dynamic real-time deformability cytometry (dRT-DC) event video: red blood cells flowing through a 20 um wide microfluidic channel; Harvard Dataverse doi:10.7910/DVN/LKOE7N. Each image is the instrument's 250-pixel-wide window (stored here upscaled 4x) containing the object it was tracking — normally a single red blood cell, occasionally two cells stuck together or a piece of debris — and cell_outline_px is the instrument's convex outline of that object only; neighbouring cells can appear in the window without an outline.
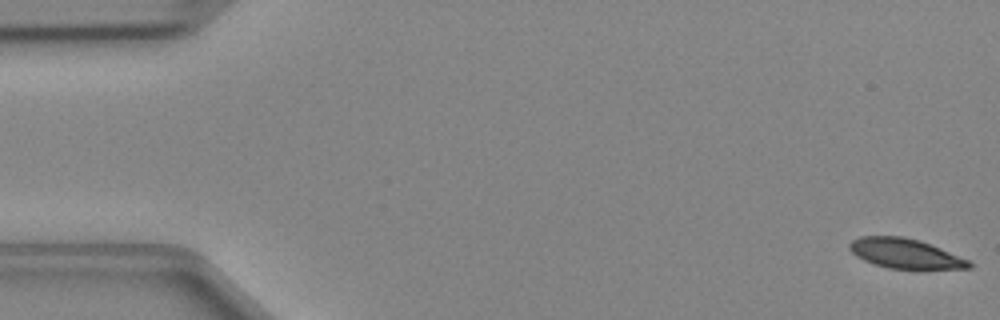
{"species": "Egyptian fruit bat (a non-hibernating species)", "species_latin": "Rousettus aegyptiacus", "temperature_condition": "cold", "stored_images_in_passage": 48, "camera_frame_rate_fps": 3000, "um_per_image_px": 0.085, "animal": {"sex": "female"}, "frame": {"image": 1, "passage_image": 1, "time_ms": 0.0, "image_size_px": [1000, 320], "cell_outline_px": [[972, 268], [888, 268], [872, 264], [856, 256], [848, 248], [848, 244], [852, 240], [860, 236], [904, 236], [940, 248], [968, 260], [972, 264]], "centroid_in_image_um": [76.86, 21.54], "position_along_channel_um": 8.1, "area_um2": 20.35}}
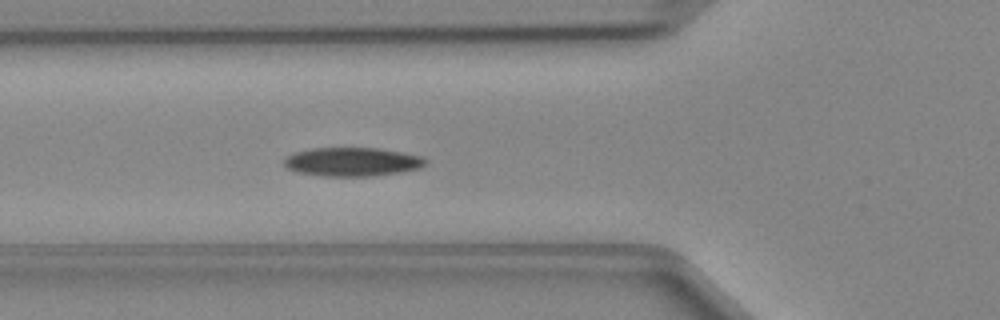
{"frame": {"image": 2, "passage_image": 17, "time_ms": 5.333, "image_size_px": [1000, 320], "cell_outline_px": [[428, 164], [420, 168], [400, 172], [372, 176], [324, 176], [296, 172], [288, 168], [284, 164], [284, 160], [288, 156], [296, 152], [312, 148], [380, 148], [424, 156], [428, 160]], "centroid_in_image_um": [30.01, 13.75], "position_along_channel_um": 95.8, "area_um2": 23.81}}
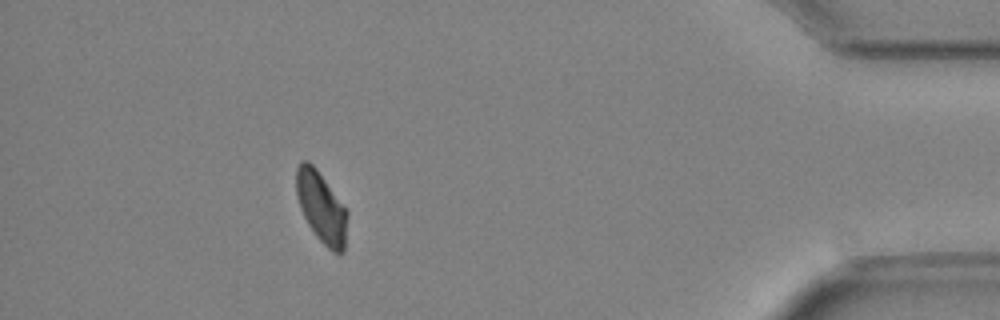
{"frame": {"image": 3, "passage_image": 43, "time_ms": 14.0, "image_size_px": [1000, 320], "cell_outline_px": [[348, 216], [344, 252], [340, 256], [332, 252], [316, 236], [308, 224], [300, 208], [296, 196], [296, 168], [300, 160], [308, 160], [316, 168], [348, 212]], "centroid_in_image_um": [27.31, 17.64], "position_along_channel_um": 407.9, "area_um2": 21.21}}